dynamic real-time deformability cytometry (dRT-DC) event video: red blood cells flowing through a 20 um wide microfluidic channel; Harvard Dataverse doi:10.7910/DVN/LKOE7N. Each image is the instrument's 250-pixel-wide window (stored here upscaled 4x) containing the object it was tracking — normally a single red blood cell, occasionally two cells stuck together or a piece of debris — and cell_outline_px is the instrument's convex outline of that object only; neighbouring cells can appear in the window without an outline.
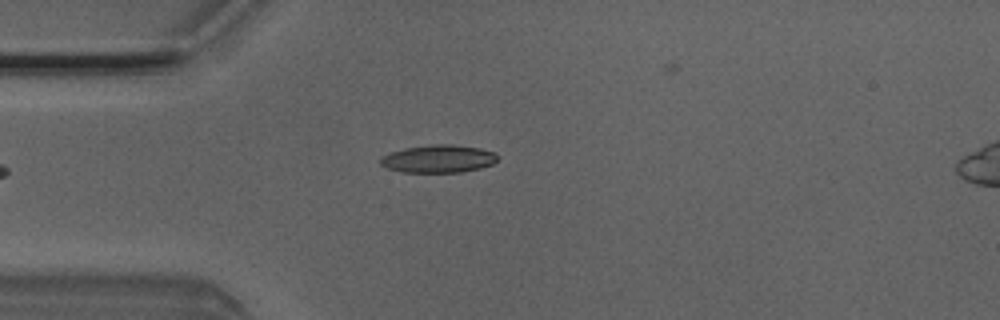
{"species": "Egyptian fruit bat (a non-hibernating species)", "species_latin": "Rousettus aegyptiacus", "temperature_condition": "room temperature", "stored_images_in_passage": 3, "camera_frame_rate_fps": 3000, "um_per_image_px": 0.085, "animal": {"sex": "male"}, "frame": {"image": 1, "passage_image": 2, "time_ms": 0.333, "image_size_px": [1000, 320], "cell_outline_px": [[500, 156], [492, 164], [480, 168], [460, 172], [404, 172], [388, 168], [380, 164], [380, 156], [404, 148], [432, 144], [452, 144], [480, 148], [492, 152]], "centroid_in_image_um": [37.26, 13.49], "position_along_channel_um": 47.7, "area_um2": 18.9}}